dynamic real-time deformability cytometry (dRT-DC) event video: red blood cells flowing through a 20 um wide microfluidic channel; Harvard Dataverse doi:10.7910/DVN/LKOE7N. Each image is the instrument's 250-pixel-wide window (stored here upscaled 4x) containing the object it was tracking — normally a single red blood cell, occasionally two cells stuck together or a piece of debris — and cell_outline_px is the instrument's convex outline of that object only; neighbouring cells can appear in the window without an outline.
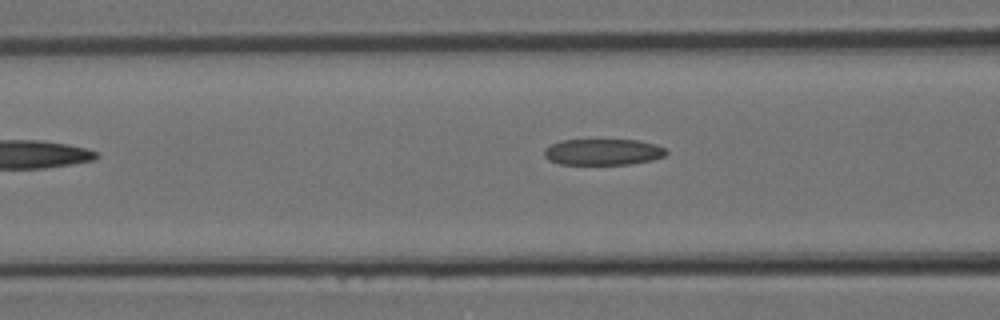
{"species": "Egyptian fruit bat (a non-hibernating species)", "species_latin": "Rousettus aegyptiacus", "temperature_condition": "room temperature", "stored_images_in_passage": 8, "camera_frame_rate_fps": 3000, "um_per_image_px": 0.085, "animal": {"sex": "female"}, "frame": {"image": 1, "passage_image": 8, "time_ms": 2.333, "image_size_px": [1000, 320], "cell_outline_px": [[668, 152], [664, 156], [652, 160], [632, 164], [560, 164], [548, 160], [544, 156], [544, 148], [560, 140], [640, 140], [656, 144], [664, 148]], "centroid_in_image_um": [51.25, 12.91], "position_along_channel_um": 115.3, "area_um2": 18.73}}